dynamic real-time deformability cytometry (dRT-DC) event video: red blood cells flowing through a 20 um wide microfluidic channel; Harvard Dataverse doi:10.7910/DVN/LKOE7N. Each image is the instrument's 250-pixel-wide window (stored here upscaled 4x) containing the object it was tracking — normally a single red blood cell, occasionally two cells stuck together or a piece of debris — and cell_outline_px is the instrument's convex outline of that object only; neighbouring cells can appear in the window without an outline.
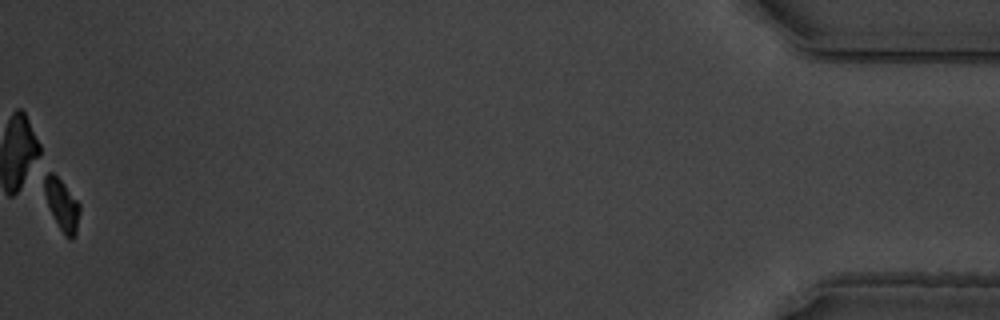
{"species": "common noctule bat (a hibernating species)", "species_latin": "Nyctalus noctula", "temperature_condition": "warm", "stored_images_in_passage": 56, "camera_frame_rate_fps": 3000, "um_per_image_px": 0.085, "animal": {"sex": "male", "body_mass_g": 19.5, "forearm_length_mm": 54.6}, "frame": {"image": 1, "passage_image": 56, "time_ms": 18.333, "image_size_px": [1000, 320], "cell_outline_px": [[80, 212], [76, 236], [72, 240], [68, 240], [64, 236], [48, 204], [44, 192], [40, 176], [48, 172], [52, 172], [64, 184], [80, 204]], "centroid_in_image_um": [5.25, 17.39], "position_along_channel_um": 429.9, "area_um2": 10.75}}